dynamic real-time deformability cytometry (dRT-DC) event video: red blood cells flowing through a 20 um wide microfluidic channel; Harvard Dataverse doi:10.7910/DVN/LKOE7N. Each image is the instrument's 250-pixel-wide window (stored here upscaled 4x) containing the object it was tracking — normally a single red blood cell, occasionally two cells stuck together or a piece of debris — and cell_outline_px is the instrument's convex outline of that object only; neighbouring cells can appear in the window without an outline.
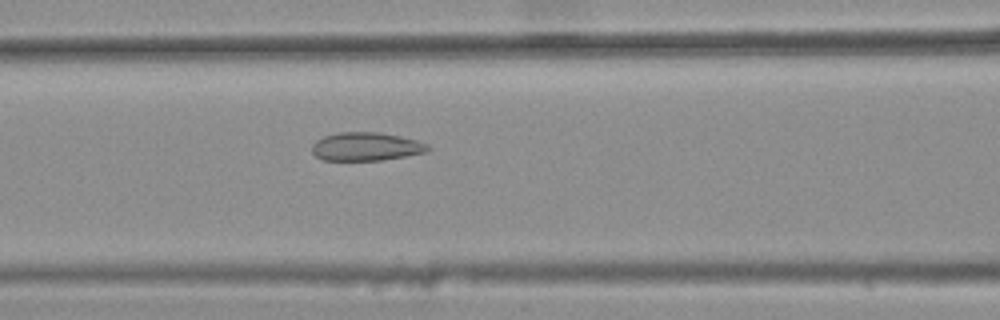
{"species": "common noctule bat (a hibernating species)", "species_latin": "Nyctalus noctula", "temperature_condition": "warm", "stored_images_in_passage": 28, "camera_frame_rate_fps": 3000, "um_per_image_px": 0.085, "animal": {"sex": "female", "body_mass_g": 25.1}, "frame": {"image": 1, "passage_image": 8, "time_ms": 2.333, "image_size_px": [1000, 320], "cell_outline_px": [[432, 148], [424, 152], [404, 156], [380, 160], [324, 160], [316, 156], [312, 152], [312, 144], [316, 140], [324, 136], [340, 132], [376, 132], [400, 136], [416, 140], [428, 144]], "centroid_in_image_um": [31.1, 12.45], "position_along_channel_um": 135.5, "area_um2": 19.02}}
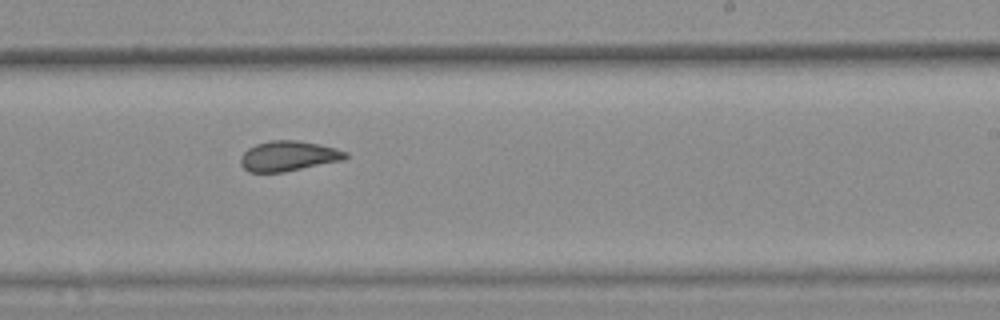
{"frame": {"image": 2, "passage_image": 18, "time_ms": 5.667, "image_size_px": [1000, 320], "cell_outline_px": [[348, 156], [344, 160], [280, 172], [248, 172], [240, 164], [240, 156], [248, 148], [256, 144], [268, 140], [300, 140], [320, 144], [336, 148], [348, 152]], "centroid_in_image_um": [24.51, 13.24], "position_along_channel_um": 264.5, "area_um2": 18.5}}
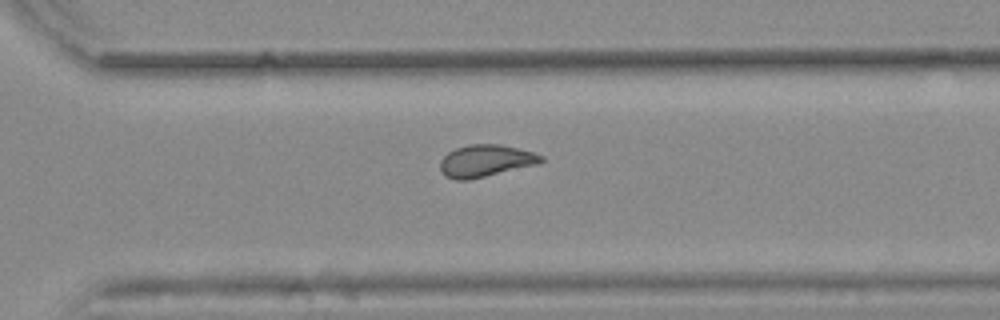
{"frame": {"image": 3, "passage_image": 23, "time_ms": 7.333, "image_size_px": [1000, 320], "cell_outline_px": [[544, 160], [540, 164], [468, 180], [456, 180], [444, 176], [440, 168], [440, 160], [448, 152], [456, 148], [468, 144], [500, 144], [532, 152], [544, 156]], "centroid_in_image_um": [41.28, 13.67], "position_along_channel_um": 329.3, "area_um2": 18.96}, "authors_computed_cell_mechanics": {"area_um2": 18.9584, "velocity_mm_per_s": 3.8779, "shape_relaxation_time_tau1_ms": null, "shape_relaxation_time_tau2_ms": 1.7076, "deformation_change_tau1": null, "deformation_change_tau2": 0.0841}}